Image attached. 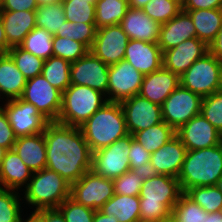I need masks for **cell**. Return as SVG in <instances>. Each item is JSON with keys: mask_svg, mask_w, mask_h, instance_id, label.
I'll list each match as a JSON object with an SVG mask.
<instances>
[{"mask_svg": "<svg viewBox=\"0 0 222 222\" xmlns=\"http://www.w3.org/2000/svg\"><path fill=\"white\" fill-rule=\"evenodd\" d=\"M44 138L46 168L58 173L70 185L92 170L93 152L79 127L49 122Z\"/></svg>", "mask_w": 222, "mask_h": 222, "instance_id": "1", "label": "cell"}, {"mask_svg": "<svg viewBox=\"0 0 222 222\" xmlns=\"http://www.w3.org/2000/svg\"><path fill=\"white\" fill-rule=\"evenodd\" d=\"M176 177L158 174L143 181L139 194L140 222H166L182 194Z\"/></svg>", "mask_w": 222, "mask_h": 222, "instance_id": "2", "label": "cell"}, {"mask_svg": "<svg viewBox=\"0 0 222 222\" xmlns=\"http://www.w3.org/2000/svg\"><path fill=\"white\" fill-rule=\"evenodd\" d=\"M79 128L92 152L129 134L123 109L118 102H106Z\"/></svg>", "mask_w": 222, "mask_h": 222, "instance_id": "3", "label": "cell"}, {"mask_svg": "<svg viewBox=\"0 0 222 222\" xmlns=\"http://www.w3.org/2000/svg\"><path fill=\"white\" fill-rule=\"evenodd\" d=\"M222 177V143L204 149L187 150L178 180L182 192L193 187L213 186Z\"/></svg>", "mask_w": 222, "mask_h": 222, "instance_id": "4", "label": "cell"}, {"mask_svg": "<svg viewBox=\"0 0 222 222\" xmlns=\"http://www.w3.org/2000/svg\"><path fill=\"white\" fill-rule=\"evenodd\" d=\"M70 189L71 185L55 171L44 168L33 172L28 185L21 191L24 208L26 211L57 209L70 197Z\"/></svg>", "mask_w": 222, "mask_h": 222, "instance_id": "5", "label": "cell"}, {"mask_svg": "<svg viewBox=\"0 0 222 222\" xmlns=\"http://www.w3.org/2000/svg\"><path fill=\"white\" fill-rule=\"evenodd\" d=\"M106 102V95L85 85L70 84L62 93L61 110L57 122L79 127Z\"/></svg>", "mask_w": 222, "mask_h": 222, "instance_id": "6", "label": "cell"}, {"mask_svg": "<svg viewBox=\"0 0 222 222\" xmlns=\"http://www.w3.org/2000/svg\"><path fill=\"white\" fill-rule=\"evenodd\" d=\"M180 84L202 98L220 91L222 90V63L208 52L180 76Z\"/></svg>", "mask_w": 222, "mask_h": 222, "instance_id": "7", "label": "cell"}, {"mask_svg": "<svg viewBox=\"0 0 222 222\" xmlns=\"http://www.w3.org/2000/svg\"><path fill=\"white\" fill-rule=\"evenodd\" d=\"M133 135L118 139L93 152L92 170L105 178L115 179L130 170L129 151Z\"/></svg>", "mask_w": 222, "mask_h": 222, "instance_id": "8", "label": "cell"}, {"mask_svg": "<svg viewBox=\"0 0 222 222\" xmlns=\"http://www.w3.org/2000/svg\"><path fill=\"white\" fill-rule=\"evenodd\" d=\"M22 100L34 105L49 122H57L62 104V92L52 86L42 74L26 81Z\"/></svg>", "mask_w": 222, "mask_h": 222, "instance_id": "9", "label": "cell"}, {"mask_svg": "<svg viewBox=\"0 0 222 222\" xmlns=\"http://www.w3.org/2000/svg\"><path fill=\"white\" fill-rule=\"evenodd\" d=\"M202 99L180 84L161 106L163 121L177 131L191 118L201 113Z\"/></svg>", "mask_w": 222, "mask_h": 222, "instance_id": "10", "label": "cell"}, {"mask_svg": "<svg viewBox=\"0 0 222 222\" xmlns=\"http://www.w3.org/2000/svg\"><path fill=\"white\" fill-rule=\"evenodd\" d=\"M114 196L112 179L87 171L78 181L71 185L70 197L77 203L93 210H99Z\"/></svg>", "mask_w": 222, "mask_h": 222, "instance_id": "11", "label": "cell"}, {"mask_svg": "<svg viewBox=\"0 0 222 222\" xmlns=\"http://www.w3.org/2000/svg\"><path fill=\"white\" fill-rule=\"evenodd\" d=\"M2 109L17 137L42 133L49 123L34 105L21 98L3 101Z\"/></svg>", "mask_w": 222, "mask_h": 222, "instance_id": "12", "label": "cell"}, {"mask_svg": "<svg viewBox=\"0 0 222 222\" xmlns=\"http://www.w3.org/2000/svg\"><path fill=\"white\" fill-rule=\"evenodd\" d=\"M143 77L144 75L125 59L117 64L110 65L108 69L107 100L120 103L138 94Z\"/></svg>", "mask_w": 222, "mask_h": 222, "instance_id": "13", "label": "cell"}, {"mask_svg": "<svg viewBox=\"0 0 222 222\" xmlns=\"http://www.w3.org/2000/svg\"><path fill=\"white\" fill-rule=\"evenodd\" d=\"M129 38L120 24L96 30L95 40L90 52L103 63L110 66L124 59Z\"/></svg>", "mask_w": 222, "mask_h": 222, "instance_id": "14", "label": "cell"}, {"mask_svg": "<svg viewBox=\"0 0 222 222\" xmlns=\"http://www.w3.org/2000/svg\"><path fill=\"white\" fill-rule=\"evenodd\" d=\"M129 134L145 130L163 122L162 108L147 98L136 94L120 102Z\"/></svg>", "mask_w": 222, "mask_h": 222, "instance_id": "15", "label": "cell"}, {"mask_svg": "<svg viewBox=\"0 0 222 222\" xmlns=\"http://www.w3.org/2000/svg\"><path fill=\"white\" fill-rule=\"evenodd\" d=\"M109 66L95 57L90 51L71 63V84L85 85L107 95Z\"/></svg>", "mask_w": 222, "mask_h": 222, "instance_id": "16", "label": "cell"}, {"mask_svg": "<svg viewBox=\"0 0 222 222\" xmlns=\"http://www.w3.org/2000/svg\"><path fill=\"white\" fill-rule=\"evenodd\" d=\"M176 135L187 150L209 148L221 143L219 132L201 113L181 126Z\"/></svg>", "mask_w": 222, "mask_h": 222, "instance_id": "17", "label": "cell"}, {"mask_svg": "<svg viewBox=\"0 0 222 222\" xmlns=\"http://www.w3.org/2000/svg\"><path fill=\"white\" fill-rule=\"evenodd\" d=\"M208 52V45L194 37L164 51L163 67L180 77L197 59L202 58Z\"/></svg>", "mask_w": 222, "mask_h": 222, "instance_id": "18", "label": "cell"}, {"mask_svg": "<svg viewBox=\"0 0 222 222\" xmlns=\"http://www.w3.org/2000/svg\"><path fill=\"white\" fill-rule=\"evenodd\" d=\"M162 57L163 53L157 43L132 39L127 43L124 59L146 75L163 66Z\"/></svg>", "mask_w": 222, "mask_h": 222, "instance_id": "19", "label": "cell"}, {"mask_svg": "<svg viewBox=\"0 0 222 222\" xmlns=\"http://www.w3.org/2000/svg\"><path fill=\"white\" fill-rule=\"evenodd\" d=\"M180 85V77L163 66L143 77L139 95L162 106L167 97Z\"/></svg>", "mask_w": 222, "mask_h": 222, "instance_id": "20", "label": "cell"}, {"mask_svg": "<svg viewBox=\"0 0 222 222\" xmlns=\"http://www.w3.org/2000/svg\"><path fill=\"white\" fill-rule=\"evenodd\" d=\"M187 149L177 135L151 154L150 162L160 175L178 178Z\"/></svg>", "mask_w": 222, "mask_h": 222, "instance_id": "21", "label": "cell"}, {"mask_svg": "<svg viewBox=\"0 0 222 222\" xmlns=\"http://www.w3.org/2000/svg\"><path fill=\"white\" fill-rule=\"evenodd\" d=\"M120 26L129 40L158 42L161 24L151 19L142 9L129 7Z\"/></svg>", "mask_w": 222, "mask_h": 222, "instance_id": "22", "label": "cell"}, {"mask_svg": "<svg viewBox=\"0 0 222 222\" xmlns=\"http://www.w3.org/2000/svg\"><path fill=\"white\" fill-rule=\"evenodd\" d=\"M194 37H196V28L192 18L187 12L181 10L171 20L161 24L157 44L163 53Z\"/></svg>", "mask_w": 222, "mask_h": 222, "instance_id": "23", "label": "cell"}, {"mask_svg": "<svg viewBox=\"0 0 222 222\" xmlns=\"http://www.w3.org/2000/svg\"><path fill=\"white\" fill-rule=\"evenodd\" d=\"M13 150L32 172L46 168V141L44 132L17 137Z\"/></svg>", "mask_w": 222, "mask_h": 222, "instance_id": "24", "label": "cell"}, {"mask_svg": "<svg viewBox=\"0 0 222 222\" xmlns=\"http://www.w3.org/2000/svg\"><path fill=\"white\" fill-rule=\"evenodd\" d=\"M32 173L13 149L8 150L0 166V188L21 192L28 185Z\"/></svg>", "mask_w": 222, "mask_h": 222, "instance_id": "25", "label": "cell"}, {"mask_svg": "<svg viewBox=\"0 0 222 222\" xmlns=\"http://www.w3.org/2000/svg\"><path fill=\"white\" fill-rule=\"evenodd\" d=\"M0 14L10 47L19 46L36 27V11H0Z\"/></svg>", "mask_w": 222, "mask_h": 222, "instance_id": "26", "label": "cell"}, {"mask_svg": "<svg viewBox=\"0 0 222 222\" xmlns=\"http://www.w3.org/2000/svg\"><path fill=\"white\" fill-rule=\"evenodd\" d=\"M27 79L9 54H0V98L3 101L20 98Z\"/></svg>", "mask_w": 222, "mask_h": 222, "instance_id": "27", "label": "cell"}, {"mask_svg": "<svg viewBox=\"0 0 222 222\" xmlns=\"http://www.w3.org/2000/svg\"><path fill=\"white\" fill-rule=\"evenodd\" d=\"M192 18L196 37L209 45L216 37L222 24V8L183 10Z\"/></svg>", "mask_w": 222, "mask_h": 222, "instance_id": "28", "label": "cell"}, {"mask_svg": "<svg viewBox=\"0 0 222 222\" xmlns=\"http://www.w3.org/2000/svg\"><path fill=\"white\" fill-rule=\"evenodd\" d=\"M99 210L115 215L119 222H140L139 196L114 194Z\"/></svg>", "mask_w": 222, "mask_h": 222, "instance_id": "29", "label": "cell"}, {"mask_svg": "<svg viewBox=\"0 0 222 222\" xmlns=\"http://www.w3.org/2000/svg\"><path fill=\"white\" fill-rule=\"evenodd\" d=\"M129 8L128 0H96L95 27L96 29L120 24Z\"/></svg>", "mask_w": 222, "mask_h": 222, "instance_id": "30", "label": "cell"}, {"mask_svg": "<svg viewBox=\"0 0 222 222\" xmlns=\"http://www.w3.org/2000/svg\"><path fill=\"white\" fill-rule=\"evenodd\" d=\"M175 135L176 131L163 121L145 130L134 133L133 138L152 154Z\"/></svg>", "mask_w": 222, "mask_h": 222, "instance_id": "31", "label": "cell"}, {"mask_svg": "<svg viewBox=\"0 0 222 222\" xmlns=\"http://www.w3.org/2000/svg\"><path fill=\"white\" fill-rule=\"evenodd\" d=\"M71 63L63 58L51 56L44 61L42 75L56 89L62 93L71 84Z\"/></svg>", "mask_w": 222, "mask_h": 222, "instance_id": "32", "label": "cell"}, {"mask_svg": "<svg viewBox=\"0 0 222 222\" xmlns=\"http://www.w3.org/2000/svg\"><path fill=\"white\" fill-rule=\"evenodd\" d=\"M53 35L46 29L35 27L19 45L22 49L43 60L53 56Z\"/></svg>", "mask_w": 222, "mask_h": 222, "instance_id": "33", "label": "cell"}, {"mask_svg": "<svg viewBox=\"0 0 222 222\" xmlns=\"http://www.w3.org/2000/svg\"><path fill=\"white\" fill-rule=\"evenodd\" d=\"M20 191L0 188V222H20L24 210Z\"/></svg>", "mask_w": 222, "mask_h": 222, "instance_id": "34", "label": "cell"}, {"mask_svg": "<svg viewBox=\"0 0 222 222\" xmlns=\"http://www.w3.org/2000/svg\"><path fill=\"white\" fill-rule=\"evenodd\" d=\"M36 27L46 29L55 35L66 21L62 2L57 4L42 5L36 9Z\"/></svg>", "mask_w": 222, "mask_h": 222, "instance_id": "35", "label": "cell"}, {"mask_svg": "<svg viewBox=\"0 0 222 222\" xmlns=\"http://www.w3.org/2000/svg\"><path fill=\"white\" fill-rule=\"evenodd\" d=\"M185 194L207 213L222 211V193L216 185L193 187Z\"/></svg>", "mask_w": 222, "mask_h": 222, "instance_id": "36", "label": "cell"}, {"mask_svg": "<svg viewBox=\"0 0 222 222\" xmlns=\"http://www.w3.org/2000/svg\"><path fill=\"white\" fill-rule=\"evenodd\" d=\"M207 212L184 192L171 210L172 222H203Z\"/></svg>", "mask_w": 222, "mask_h": 222, "instance_id": "37", "label": "cell"}, {"mask_svg": "<svg viewBox=\"0 0 222 222\" xmlns=\"http://www.w3.org/2000/svg\"><path fill=\"white\" fill-rule=\"evenodd\" d=\"M95 23L64 21L61 29L54 36L67 37L83 43L89 50L96 36Z\"/></svg>", "mask_w": 222, "mask_h": 222, "instance_id": "38", "label": "cell"}, {"mask_svg": "<svg viewBox=\"0 0 222 222\" xmlns=\"http://www.w3.org/2000/svg\"><path fill=\"white\" fill-rule=\"evenodd\" d=\"M8 54L27 80L42 73L45 60L38 58L29 51L22 49L20 46H14L10 48Z\"/></svg>", "mask_w": 222, "mask_h": 222, "instance_id": "39", "label": "cell"}, {"mask_svg": "<svg viewBox=\"0 0 222 222\" xmlns=\"http://www.w3.org/2000/svg\"><path fill=\"white\" fill-rule=\"evenodd\" d=\"M53 56L63 58L70 63L85 56L89 49L81 42L67 37L53 35Z\"/></svg>", "mask_w": 222, "mask_h": 222, "instance_id": "40", "label": "cell"}, {"mask_svg": "<svg viewBox=\"0 0 222 222\" xmlns=\"http://www.w3.org/2000/svg\"><path fill=\"white\" fill-rule=\"evenodd\" d=\"M67 21L95 23V3L86 0H62Z\"/></svg>", "mask_w": 222, "mask_h": 222, "instance_id": "41", "label": "cell"}, {"mask_svg": "<svg viewBox=\"0 0 222 222\" xmlns=\"http://www.w3.org/2000/svg\"><path fill=\"white\" fill-rule=\"evenodd\" d=\"M151 19L164 24L175 17L182 7L173 0H151L141 8Z\"/></svg>", "mask_w": 222, "mask_h": 222, "instance_id": "42", "label": "cell"}, {"mask_svg": "<svg viewBox=\"0 0 222 222\" xmlns=\"http://www.w3.org/2000/svg\"><path fill=\"white\" fill-rule=\"evenodd\" d=\"M57 209L66 222H93L95 210L77 203L71 197L64 200Z\"/></svg>", "mask_w": 222, "mask_h": 222, "instance_id": "43", "label": "cell"}, {"mask_svg": "<svg viewBox=\"0 0 222 222\" xmlns=\"http://www.w3.org/2000/svg\"><path fill=\"white\" fill-rule=\"evenodd\" d=\"M201 114L222 133V90L202 99Z\"/></svg>", "mask_w": 222, "mask_h": 222, "instance_id": "44", "label": "cell"}, {"mask_svg": "<svg viewBox=\"0 0 222 222\" xmlns=\"http://www.w3.org/2000/svg\"><path fill=\"white\" fill-rule=\"evenodd\" d=\"M112 181L114 194L129 196H139L143 184V180L131 169Z\"/></svg>", "mask_w": 222, "mask_h": 222, "instance_id": "45", "label": "cell"}, {"mask_svg": "<svg viewBox=\"0 0 222 222\" xmlns=\"http://www.w3.org/2000/svg\"><path fill=\"white\" fill-rule=\"evenodd\" d=\"M17 136L12 129L5 111L0 109V146L12 150Z\"/></svg>", "mask_w": 222, "mask_h": 222, "instance_id": "46", "label": "cell"}, {"mask_svg": "<svg viewBox=\"0 0 222 222\" xmlns=\"http://www.w3.org/2000/svg\"><path fill=\"white\" fill-rule=\"evenodd\" d=\"M128 157L129 166L132 170L133 168L140 167L146 162H149L151 158V153H149L140 143L132 138Z\"/></svg>", "mask_w": 222, "mask_h": 222, "instance_id": "47", "label": "cell"}, {"mask_svg": "<svg viewBox=\"0 0 222 222\" xmlns=\"http://www.w3.org/2000/svg\"><path fill=\"white\" fill-rule=\"evenodd\" d=\"M36 0H0V11H36Z\"/></svg>", "mask_w": 222, "mask_h": 222, "instance_id": "48", "label": "cell"}, {"mask_svg": "<svg viewBox=\"0 0 222 222\" xmlns=\"http://www.w3.org/2000/svg\"><path fill=\"white\" fill-rule=\"evenodd\" d=\"M222 8V0H187L182 10L218 9Z\"/></svg>", "mask_w": 222, "mask_h": 222, "instance_id": "49", "label": "cell"}, {"mask_svg": "<svg viewBox=\"0 0 222 222\" xmlns=\"http://www.w3.org/2000/svg\"><path fill=\"white\" fill-rule=\"evenodd\" d=\"M209 52L222 63V24L215 39L208 45Z\"/></svg>", "mask_w": 222, "mask_h": 222, "instance_id": "50", "label": "cell"}, {"mask_svg": "<svg viewBox=\"0 0 222 222\" xmlns=\"http://www.w3.org/2000/svg\"><path fill=\"white\" fill-rule=\"evenodd\" d=\"M132 171L135 172V174H137L143 181L158 175L157 171L154 169V166L151 164L150 161L146 162L140 167L133 168Z\"/></svg>", "mask_w": 222, "mask_h": 222, "instance_id": "51", "label": "cell"}, {"mask_svg": "<svg viewBox=\"0 0 222 222\" xmlns=\"http://www.w3.org/2000/svg\"><path fill=\"white\" fill-rule=\"evenodd\" d=\"M38 212L45 218V222H66L58 209H42Z\"/></svg>", "mask_w": 222, "mask_h": 222, "instance_id": "52", "label": "cell"}, {"mask_svg": "<svg viewBox=\"0 0 222 222\" xmlns=\"http://www.w3.org/2000/svg\"><path fill=\"white\" fill-rule=\"evenodd\" d=\"M20 222H45V218L38 211H26L23 213Z\"/></svg>", "mask_w": 222, "mask_h": 222, "instance_id": "53", "label": "cell"}, {"mask_svg": "<svg viewBox=\"0 0 222 222\" xmlns=\"http://www.w3.org/2000/svg\"><path fill=\"white\" fill-rule=\"evenodd\" d=\"M10 46L8 45L5 31H4V25L3 21L1 19L0 14V54H8V51L10 50Z\"/></svg>", "mask_w": 222, "mask_h": 222, "instance_id": "54", "label": "cell"}, {"mask_svg": "<svg viewBox=\"0 0 222 222\" xmlns=\"http://www.w3.org/2000/svg\"><path fill=\"white\" fill-rule=\"evenodd\" d=\"M93 222H119L115 215L103 214L100 210L95 211Z\"/></svg>", "mask_w": 222, "mask_h": 222, "instance_id": "55", "label": "cell"}, {"mask_svg": "<svg viewBox=\"0 0 222 222\" xmlns=\"http://www.w3.org/2000/svg\"><path fill=\"white\" fill-rule=\"evenodd\" d=\"M203 222H222V211L208 213Z\"/></svg>", "mask_w": 222, "mask_h": 222, "instance_id": "56", "label": "cell"}, {"mask_svg": "<svg viewBox=\"0 0 222 222\" xmlns=\"http://www.w3.org/2000/svg\"><path fill=\"white\" fill-rule=\"evenodd\" d=\"M150 1L151 0H128L129 7L139 8V9H141L143 6H145Z\"/></svg>", "mask_w": 222, "mask_h": 222, "instance_id": "57", "label": "cell"}, {"mask_svg": "<svg viewBox=\"0 0 222 222\" xmlns=\"http://www.w3.org/2000/svg\"><path fill=\"white\" fill-rule=\"evenodd\" d=\"M38 6L42 5H50V4H57L62 2V0H36Z\"/></svg>", "mask_w": 222, "mask_h": 222, "instance_id": "58", "label": "cell"}, {"mask_svg": "<svg viewBox=\"0 0 222 222\" xmlns=\"http://www.w3.org/2000/svg\"><path fill=\"white\" fill-rule=\"evenodd\" d=\"M7 151L8 150L6 148L0 146V166Z\"/></svg>", "mask_w": 222, "mask_h": 222, "instance_id": "59", "label": "cell"}, {"mask_svg": "<svg viewBox=\"0 0 222 222\" xmlns=\"http://www.w3.org/2000/svg\"><path fill=\"white\" fill-rule=\"evenodd\" d=\"M173 1H175L181 7H183L187 2V0H173Z\"/></svg>", "mask_w": 222, "mask_h": 222, "instance_id": "60", "label": "cell"}, {"mask_svg": "<svg viewBox=\"0 0 222 222\" xmlns=\"http://www.w3.org/2000/svg\"><path fill=\"white\" fill-rule=\"evenodd\" d=\"M216 186L218 187V189L222 193V177L218 180Z\"/></svg>", "mask_w": 222, "mask_h": 222, "instance_id": "61", "label": "cell"}, {"mask_svg": "<svg viewBox=\"0 0 222 222\" xmlns=\"http://www.w3.org/2000/svg\"><path fill=\"white\" fill-rule=\"evenodd\" d=\"M3 100L0 98V109L2 108Z\"/></svg>", "mask_w": 222, "mask_h": 222, "instance_id": "62", "label": "cell"}, {"mask_svg": "<svg viewBox=\"0 0 222 222\" xmlns=\"http://www.w3.org/2000/svg\"><path fill=\"white\" fill-rule=\"evenodd\" d=\"M86 1H89V2H92V3L96 2V0H86Z\"/></svg>", "mask_w": 222, "mask_h": 222, "instance_id": "63", "label": "cell"}]
</instances>
